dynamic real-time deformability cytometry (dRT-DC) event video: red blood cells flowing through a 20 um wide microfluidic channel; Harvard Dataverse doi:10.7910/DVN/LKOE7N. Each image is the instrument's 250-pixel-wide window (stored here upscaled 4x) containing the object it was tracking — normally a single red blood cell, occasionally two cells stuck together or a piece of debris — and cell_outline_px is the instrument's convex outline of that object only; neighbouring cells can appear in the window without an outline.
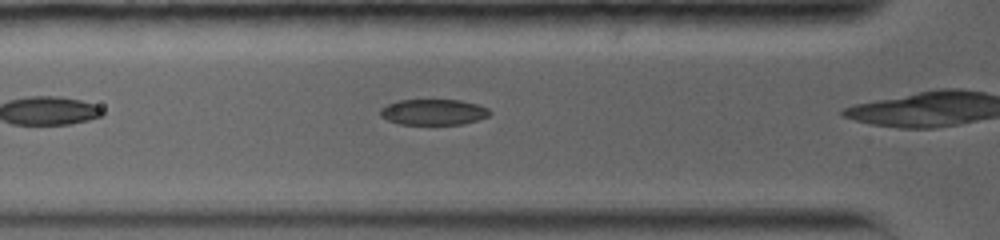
{"species": "common noctule bat (a hibernating species)", "species_latin": "Nyctalus noctula", "temperature_condition": "warm", "stored_images_in_passage": 40, "camera_frame_rate_fps": 5000, "um_per_image_px": 0.085, "animal": {"sex": "female", "body_mass_g": 19.0, "forearm_length_mm": 56.7}, "frame": {"image": 1, "passage_image": 7, "time_ms": 1.2, "image_size_px": [1000, 240], "cell_outline_px": [[492, 112], [488, 116], [464, 124], [400, 124], [388, 120], [380, 116], [380, 108], [396, 100], [460, 100], [476, 104], [488, 108]], "centroid_in_image_um": [36.83, 9.52], "position_along_channel_um": 89.0, "area_um2": 16.42}}